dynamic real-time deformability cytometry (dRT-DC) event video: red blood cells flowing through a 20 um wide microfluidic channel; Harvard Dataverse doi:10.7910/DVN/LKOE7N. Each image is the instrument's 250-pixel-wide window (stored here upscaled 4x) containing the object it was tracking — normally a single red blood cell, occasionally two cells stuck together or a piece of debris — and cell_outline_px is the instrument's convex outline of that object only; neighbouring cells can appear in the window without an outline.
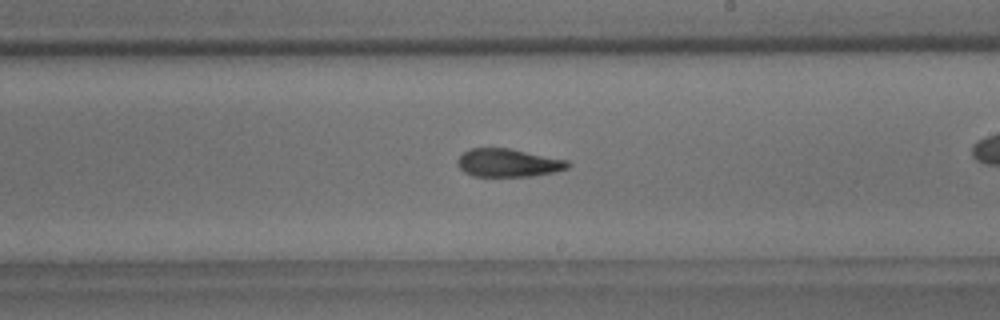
{"species": "common noctule bat (a hibernating species)", "species_latin": "Nyctalus noctula", "temperature_condition": "room temperature", "stored_images_in_passage": 43, "camera_frame_rate_fps": 3000, "um_per_image_px": 0.085, "animal": {"sex": "male", "body_mass_g": 18.8}, "frame": {"image": 1, "passage_image": 31, "time_ms": 10.0, "image_size_px": [1000, 320], "cell_outline_px": [[572, 164], [568, 168], [556, 172], [532, 176], [472, 176], [464, 172], [456, 164], [456, 160], [464, 152], [472, 148], [508, 148], [568, 160]], "centroid_in_image_um": [43.21, 13.85], "position_along_channel_um": 245.8, "area_um2": 18.15}}